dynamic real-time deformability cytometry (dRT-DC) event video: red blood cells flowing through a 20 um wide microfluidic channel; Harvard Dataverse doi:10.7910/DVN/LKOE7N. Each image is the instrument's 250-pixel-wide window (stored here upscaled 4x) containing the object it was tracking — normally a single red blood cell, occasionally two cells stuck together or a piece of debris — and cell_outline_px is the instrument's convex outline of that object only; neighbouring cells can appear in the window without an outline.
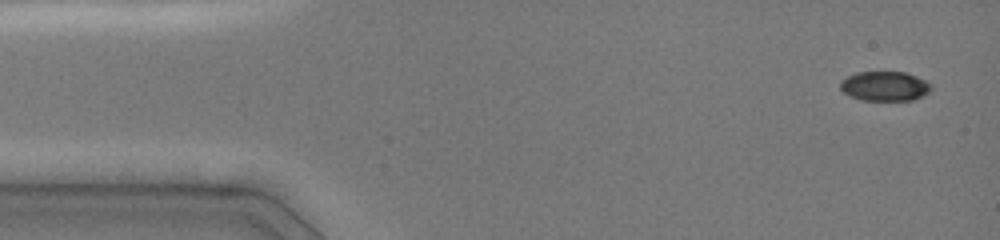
{"species": "common noctule bat (a hibernating species)", "species_latin": "Nyctalus noctula", "temperature_condition": "cold", "stored_images_in_passage": 7, "camera_frame_rate_fps": 3000, "um_per_image_px": 0.085, "animal": {"sex": "female", "body_mass_g": 19.0, "forearm_length_mm": 51.5}, "frame": {"image": 1, "passage_image": 1, "time_ms": 0.0, "image_size_px": [1000, 240], "cell_outline_px": [[932, 88], [924, 96], [912, 100], [860, 100], [844, 92], [840, 88], [840, 80], [856, 72], [904, 72], [916, 76], [924, 80]], "centroid_in_image_um": [75.18, 7.32], "position_along_channel_um": 9.8, "area_um2": 15.55}}
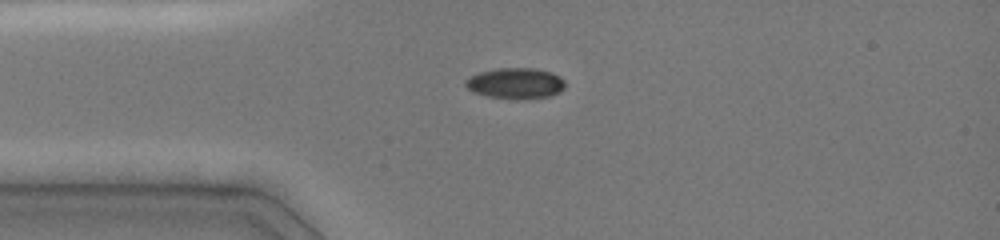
{"frame": {"image": 2, "passage_image": 5, "time_ms": 3.0, "image_size_px": [1000, 240], "cell_outline_px": [[564, 88], [560, 92], [548, 96], [516, 100], [488, 96], [472, 92], [464, 84], [464, 80], [468, 76], [480, 72], [496, 68], [532, 68], [552, 72], [560, 76], [564, 80]], "centroid_in_image_um": [43.79, 7.08], "position_along_channel_um": 41.2, "area_um2": 18.09}}